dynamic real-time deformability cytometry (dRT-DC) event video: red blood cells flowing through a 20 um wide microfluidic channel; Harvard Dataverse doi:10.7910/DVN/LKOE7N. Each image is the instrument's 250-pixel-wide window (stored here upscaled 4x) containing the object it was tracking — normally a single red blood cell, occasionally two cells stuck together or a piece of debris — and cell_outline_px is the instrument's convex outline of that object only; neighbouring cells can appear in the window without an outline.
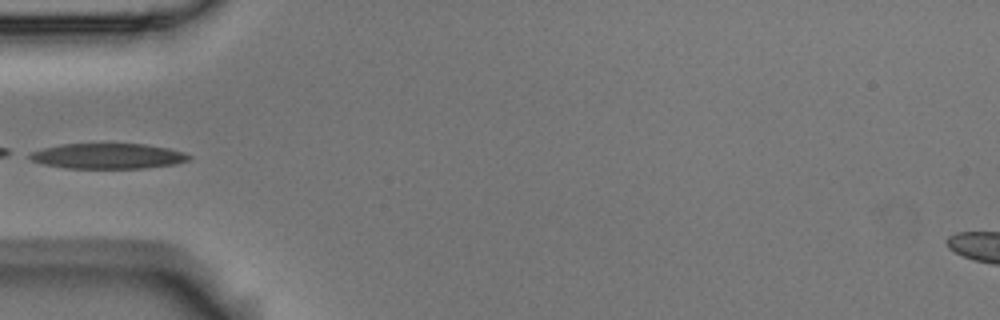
{"species": "Egyptian fruit bat (a non-hibernating species)", "species_latin": "Rousettus aegyptiacus", "temperature_condition": "room temperature", "stored_images_in_passage": 6, "camera_frame_rate_fps": 3000, "um_per_image_px": 0.085, "animal": {"sex": "male"}, "frame": {"image": 1, "passage_image": 5, "time_ms": 1.333, "image_size_px": [1000, 320], "cell_outline_px": [[192, 156], [188, 160], [176, 164], [144, 168], [64, 168], [44, 164], [32, 160], [28, 156], [32, 152], [44, 148], [64, 144], [144, 144], [168, 148], [184, 152]], "centroid_in_image_um": [9.21, 13.27], "position_along_channel_um": 75.8, "area_um2": 23.35}}
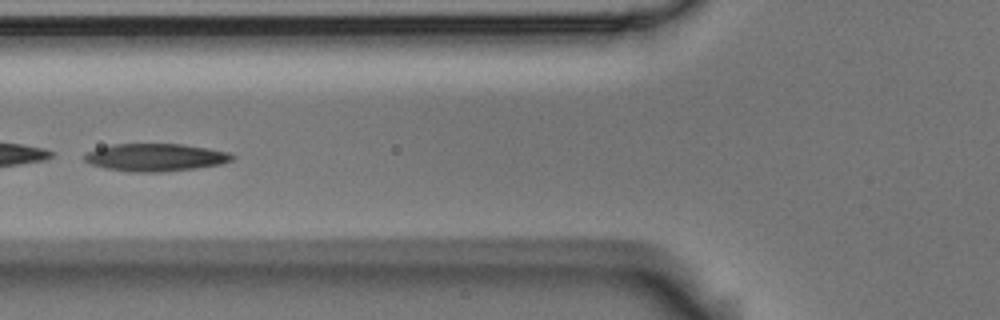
{"frame": {"image": 2, "passage_image": 6, "time_ms": 1.667, "image_size_px": [1000, 320], "cell_outline_px": [[236, 156], [232, 160], [220, 164], [196, 168], [160, 172], [128, 172], [104, 168], [92, 164], [84, 160], [84, 156], [88, 152], [96, 148], [112, 144], [184, 144], [208, 148], [228, 152]], "centroid_in_image_um": [13.21, 13.37], "position_along_channel_um": 112.6, "area_um2": 23.81}}